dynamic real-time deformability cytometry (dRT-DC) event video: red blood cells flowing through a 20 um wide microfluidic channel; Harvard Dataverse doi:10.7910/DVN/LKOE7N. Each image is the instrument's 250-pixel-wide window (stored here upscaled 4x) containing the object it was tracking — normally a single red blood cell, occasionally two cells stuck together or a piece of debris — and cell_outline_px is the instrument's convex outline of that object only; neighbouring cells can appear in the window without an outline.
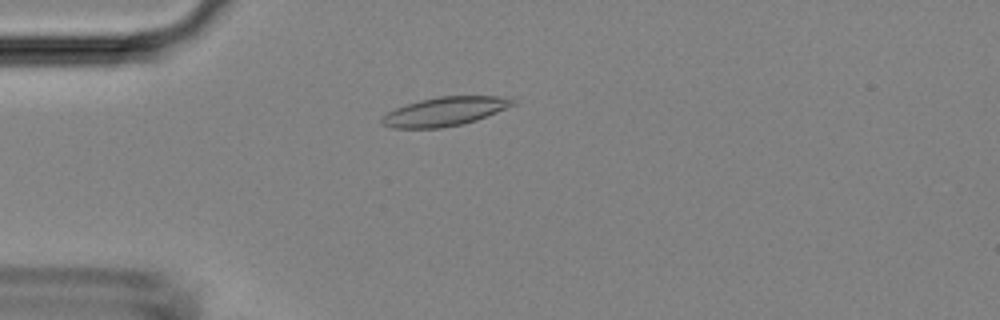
{"species": "Egyptian fruit bat (a non-hibernating species)", "species_latin": "Rousettus aegyptiacus", "temperature_condition": "room temperature", "stored_images_in_passage": 49, "camera_frame_rate_fps": 3000, "um_per_image_px": 0.085, "animal": {"sex": "female"}, "frame": {"image": 1, "passage_image": 13, "time_ms": 4.0, "image_size_px": [1000, 320], "cell_outline_px": [[520, 100], [516, 104], [476, 120], [460, 124], [440, 128], [392, 128], [380, 124], [380, 120], [388, 112], [396, 108], [420, 100], [440, 96], [512, 96]], "centroid_in_image_um": [37.87, 9.46], "position_along_channel_um": 47.1, "area_um2": 22.08}}
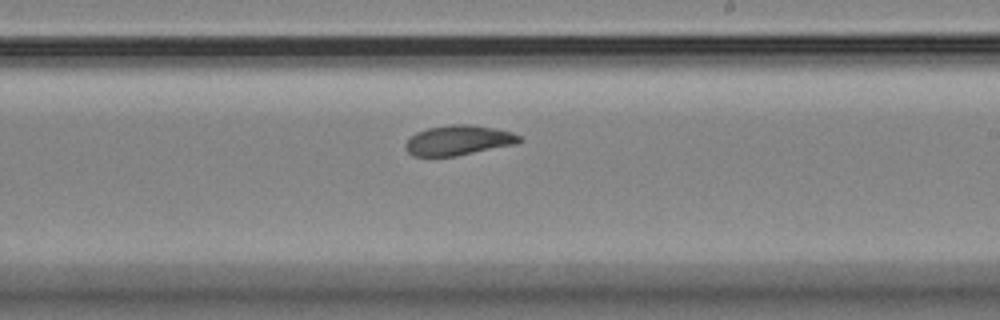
{"frame": {"image": 2, "passage_image": 29, "time_ms": 9.333, "image_size_px": [1000, 320], "cell_outline_px": [[524, 140], [516, 144], [456, 156], [412, 156], [404, 148], [404, 144], [416, 132], [428, 128], [452, 124], [468, 124], [492, 128], [512, 132], [520, 136]], "centroid_in_image_um": [38.96, 11.93], "position_along_channel_um": 250.0, "area_um2": 19.83}}
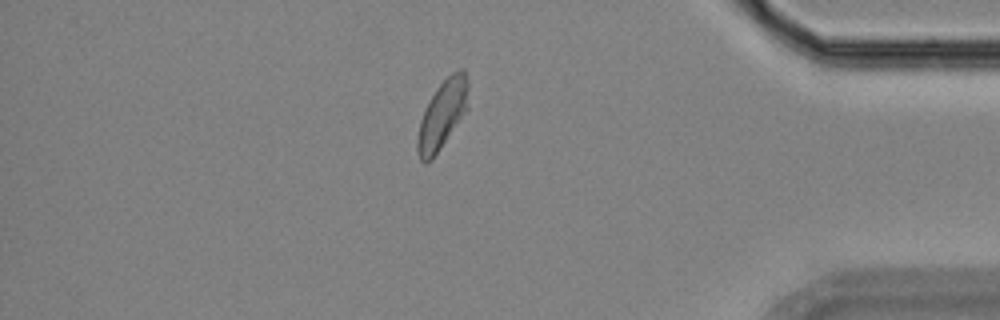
{"frame": {"image": 3, "passage_image": 42, "time_ms": 13.667, "image_size_px": [1000, 320], "cell_outline_px": [[468, 108], [432, 160], [424, 164], [420, 160], [416, 152], [416, 140], [420, 120], [436, 88], [452, 72], [460, 68], [464, 68], [468, 80]], "centroid_in_image_um": [37.59, 9.75], "position_along_channel_um": 397.6, "area_um2": 20.23}}